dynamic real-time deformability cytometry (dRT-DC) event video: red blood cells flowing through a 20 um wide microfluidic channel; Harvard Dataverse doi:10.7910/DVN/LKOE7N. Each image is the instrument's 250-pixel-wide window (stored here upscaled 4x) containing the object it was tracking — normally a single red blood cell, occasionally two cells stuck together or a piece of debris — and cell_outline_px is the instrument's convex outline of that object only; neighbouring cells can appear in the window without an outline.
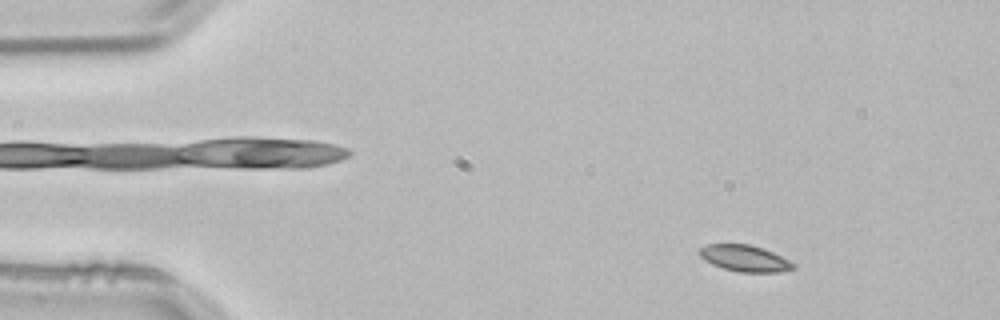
{"species": "common noctule bat (a hibernating species)", "species_latin": "Nyctalus noctula", "temperature_condition": "room temperature", "stored_images_in_passage": 52, "camera_frame_rate_fps": 3000, "um_per_image_px": 0.085, "animal": {"sex": "male", "body_mass_g": 21.5, "forearm_length_mm": 52.0}, "frame": {"image": 1, "passage_image": 5, "time_ms": 1.333, "image_size_px": [1000, 320], "cell_outline_px": [[796, 268], [780, 272], [740, 272], [724, 268], [712, 264], [704, 260], [696, 252], [700, 248], [708, 244], [748, 244], [764, 248], [796, 264]], "centroid_in_image_um": [63.29, 21.95], "position_along_channel_um": 21.7, "area_um2": 14.45}}
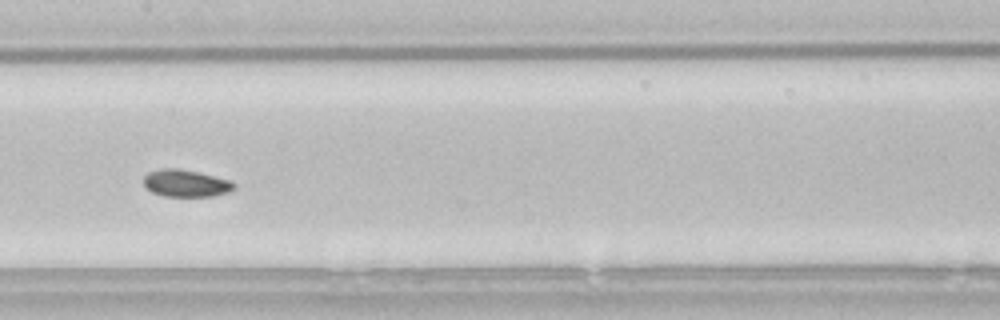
{"frame": {"image": 2, "passage_image": 25, "time_ms": 8.0, "image_size_px": [1000, 320], "cell_outline_px": [[236, 188], [228, 192], [212, 196], [164, 196], [152, 192], [144, 184], [144, 176], [148, 172], [160, 168], [180, 168], [200, 172], [232, 180], [236, 184]], "centroid_in_image_um": [15.83, 15.56], "position_along_channel_um": 191.6, "area_um2": 14.51}}
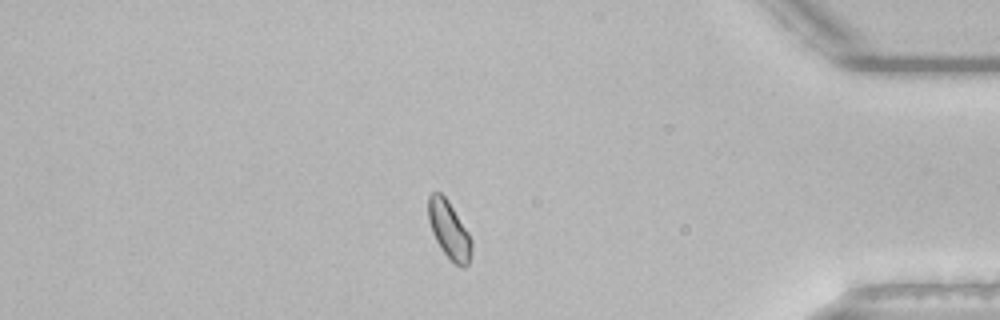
{"frame": {"image": 3, "passage_image": 44, "time_ms": 14.333, "image_size_px": [1000, 320], "cell_outline_px": [[472, 252], [468, 264], [464, 268], [460, 268], [444, 252], [436, 240], [432, 232], [428, 220], [428, 196], [432, 192], [440, 192], [448, 200], [468, 232], [472, 240]], "centroid_in_image_um": [38.18, 19.54], "position_along_channel_um": 397.0, "area_um2": 14.45}, "authors_computed_cell_mechanics": {"area_um2": 14.45, "velocity_mm_per_s": 3.7959, "shape_relaxation_time_tau1_ms": 2.7743, "shape_relaxation_time_tau2_ms": null, "deformation_change_tau1": 0.0551, "deformation_change_tau2": null}}